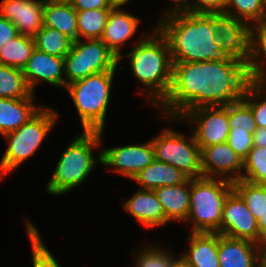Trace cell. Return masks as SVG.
Instances as JSON below:
<instances>
[{
  "label": "cell",
  "mask_w": 266,
  "mask_h": 267,
  "mask_svg": "<svg viewBox=\"0 0 266 267\" xmlns=\"http://www.w3.org/2000/svg\"><path fill=\"white\" fill-rule=\"evenodd\" d=\"M172 63L169 91L156 106L165 118L180 119L198 107L233 104L250 84L247 65L235 58Z\"/></svg>",
  "instance_id": "cell-1"
},
{
  "label": "cell",
  "mask_w": 266,
  "mask_h": 267,
  "mask_svg": "<svg viewBox=\"0 0 266 267\" xmlns=\"http://www.w3.org/2000/svg\"><path fill=\"white\" fill-rule=\"evenodd\" d=\"M167 39L172 62H201L228 57L218 44L212 13L175 12L155 26Z\"/></svg>",
  "instance_id": "cell-2"
},
{
  "label": "cell",
  "mask_w": 266,
  "mask_h": 267,
  "mask_svg": "<svg viewBox=\"0 0 266 267\" xmlns=\"http://www.w3.org/2000/svg\"><path fill=\"white\" fill-rule=\"evenodd\" d=\"M152 33L134 41V46L126 55L133 76L141 82L147 99L152 106H157L167 95L172 74V60L167 39L153 27Z\"/></svg>",
  "instance_id": "cell-3"
},
{
  "label": "cell",
  "mask_w": 266,
  "mask_h": 267,
  "mask_svg": "<svg viewBox=\"0 0 266 267\" xmlns=\"http://www.w3.org/2000/svg\"><path fill=\"white\" fill-rule=\"evenodd\" d=\"M103 132L83 131L68 144L47 183V193L60 196L85 182L95 164L102 162L101 151L95 159L93 150L101 148Z\"/></svg>",
  "instance_id": "cell-4"
},
{
  "label": "cell",
  "mask_w": 266,
  "mask_h": 267,
  "mask_svg": "<svg viewBox=\"0 0 266 267\" xmlns=\"http://www.w3.org/2000/svg\"><path fill=\"white\" fill-rule=\"evenodd\" d=\"M115 72L89 75L65 87L79 114L82 131H104Z\"/></svg>",
  "instance_id": "cell-5"
},
{
  "label": "cell",
  "mask_w": 266,
  "mask_h": 267,
  "mask_svg": "<svg viewBox=\"0 0 266 267\" xmlns=\"http://www.w3.org/2000/svg\"><path fill=\"white\" fill-rule=\"evenodd\" d=\"M233 190V182L215 178H190V209L186 221L191 232L219 233L223 205Z\"/></svg>",
  "instance_id": "cell-6"
},
{
  "label": "cell",
  "mask_w": 266,
  "mask_h": 267,
  "mask_svg": "<svg viewBox=\"0 0 266 267\" xmlns=\"http://www.w3.org/2000/svg\"><path fill=\"white\" fill-rule=\"evenodd\" d=\"M58 117L55 109L43 106L20 128L3 135L8 146L0 161V181L34 155Z\"/></svg>",
  "instance_id": "cell-7"
},
{
  "label": "cell",
  "mask_w": 266,
  "mask_h": 267,
  "mask_svg": "<svg viewBox=\"0 0 266 267\" xmlns=\"http://www.w3.org/2000/svg\"><path fill=\"white\" fill-rule=\"evenodd\" d=\"M154 150V160L164 162L182 171L189 178H201V149L194 135L186 137L171 128H165L150 140Z\"/></svg>",
  "instance_id": "cell-8"
},
{
  "label": "cell",
  "mask_w": 266,
  "mask_h": 267,
  "mask_svg": "<svg viewBox=\"0 0 266 267\" xmlns=\"http://www.w3.org/2000/svg\"><path fill=\"white\" fill-rule=\"evenodd\" d=\"M82 40L73 41L64 57L66 86L89 75L117 70L118 57L101 39Z\"/></svg>",
  "instance_id": "cell-9"
},
{
  "label": "cell",
  "mask_w": 266,
  "mask_h": 267,
  "mask_svg": "<svg viewBox=\"0 0 266 267\" xmlns=\"http://www.w3.org/2000/svg\"><path fill=\"white\" fill-rule=\"evenodd\" d=\"M171 119L174 123L184 121L192 127V134L201 150L210 145L227 142L230 132L228 105L198 107L186 112L180 119L168 117V120L172 121Z\"/></svg>",
  "instance_id": "cell-10"
},
{
  "label": "cell",
  "mask_w": 266,
  "mask_h": 267,
  "mask_svg": "<svg viewBox=\"0 0 266 267\" xmlns=\"http://www.w3.org/2000/svg\"><path fill=\"white\" fill-rule=\"evenodd\" d=\"M215 35L228 57L249 64L252 58V25L224 13H212Z\"/></svg>",
  "instance_id": "cell-11"
},
{
  "label": "cell",
  "mask_w": 266,
  "mask_h": 267,
  "mask_svg": "<svg viewBox=\"0 0 266 267\" xmlns=\"http://www.w3.org/2000/svg\"><path fill=\"white\" fill-rule=\"evenodd\" d=\"M102 165L114 168L117 174L133 179L154 161V150L149 141L138 145H122L101 151Z\"/></svg>",
  "instance_id": "cell-12"
},
{
  "label": "cell",
  "mask_w": 266,
  "mask_h": 267,
  "mask_svg": "<svg viewBox=\"0 0 266 267\" xmlns=\"http://www.w3.org/2000/svg\"><path fill=\"white\" fill-rule=\"evenodd\" d=\"M220 234L254 243L259 237L257 219L234 190L229 193L223 205Z\"/></svg>",
  "instance_id": "cell-13"
},
{
  "label": "cell",
  "mask_w": 266,
  "mask_h": 267,
  "mask_svg": "<svg viewBox=\"0 0 266 267\" xmlns=\"http://www.w3.org/2000/svg\"><path fill=\"white\" fill-rule=\"evenodd\" d=\"M201 167L203 177L235 182L242 177L243 160L227 143L214 144L201 150Z\"/></svg>",
  "instance_id": "cell-14"
},
{
  "label": "cell",
  "mask_w": 266,
  "mask_h": 267,
  "mask_svg": "<svg viewBox=\"0 0 266 267\" xmlns=\"http://www.w3.org/2000/svg\"><path fill=\"white\" fill-rule=\"evenodd\" d=\"M22 73L33 93L41 81L53 87H66L64 58L49 55L36 48L23 67Z\"/></svg>",
  "instance_id": "cell-15"
},
{
  "label": "cell",
  "mask_w": 266,
  "mask_h": 267,
  "mask_svg": "<svg viewBox=\"0 0 266 267\" xmlns=\"http://www.w3.org/2000/svg\"><path fill=\"white\" fill-rule=\"evenodd\" d=\"M44 0H2L0 15L11 21L19 34L33 37L43 27Z\"/></svg>",
  "instance_id": "cell-16"
},
{
  "label": "cell",
  "mask_w": 266,
  "mask_h": 267,
  "mask_svg": "<svg viewBox=\"0 0 266 267\" xmlns=\"http://www.w3.org/2000/svg\"><path fill=\"white\" fill-rule=\"evenodd\" d=\"M121 8V9H120ZM140 19L126 12L122 7H114L108 16L102 37L100 38L108 48L118 57V62L123 56V44L134 37L138 31Z\"/></svg>",
  "instance_id": "cell-17"
},
{
  "label": "cell",
  "mask_w": 266,
  "mask_h": 267,
  "mask_svg": "<svg viewBox=\"0 0 266 267\" xmlns=\"http://www.w3.org/2000/svg\"><path fill=\"white\" fill-rule=\"evenodd\" d=\"M260 256L256 243L218 233L220 267H260Z\"/></svg>",
  "instance_id": "cell-18"
},
{
  "label": "cell",
  "mask_w": 266,
  "mask_h": 267,
  "mask_svg": "<svg viewBox=\"0 0 266 267\" xmlns=\"http://www.w3.org/2000/svg\"><path fill=\"white\" fill-rule=\"evenodd\" d=\"M123 210L148 228L165 227V214L154 190L138 189L123 204Z\"/></svg>",
  "instance_id": "cell-19"
},
{
  "label": "cell",
  "mask_w": 266,
  "mask_h": 267,
  "mask_svg": "<svg viewBox=\"0 0 266 267\" xmlns=\"http://www.w3.org/2000/svg\"><path fill=\"white\" fill-rule=\"evenodd\" d=\"M191 233V234H190ZM189 249L178 254L192 267H220L218 257V233L190 232Z\"/></svg>",
  "instance_id": "cell-20"
},
{
  "label": "cell",
  "mask_w": 266,
  "mask_h": 267,
  "mask_svg": "<svg viewBox=\"0 0 266 267\" xmlns=\"http://www.w3.org/2000/svg\"><path fill=\"white\" fill-rule=\"evenodd\" d=\"M162 204L165 226L169 222L186 221L190 209V178L185 182L154 190Z\"/></svg>",
  "instance_id": "cell-21"
},
{
  "label": "cell",
  "mask_w": 266,
  "mask_h": 267,
  "mask_svg": "<svg viewBox=\"0 0 266 267\" xmlns=\"http://www.w3.org/2000/svg\"><path fill=\"white\" fill-rule=\"evenodd\" d=\"M34 95L28 98H0V134L15 131L32 118L42 107L33 102Z\"/></svg>",
  "instance_id": "cell-22"
},
{
  "label": "cell",
  "mask_w": 266,
  "mask_h": 267,
  "mask_svg": "<svg viewBox=\"0 0 266 267\" xmlns=\"http://www.w3.org/2000/svg\"><path fill=\"white\" fill-rule=\"evenodd\" d=\"M43 25L59 30L73 41L78 40L77 11L71 3L44 0Z\"/></svg>",
  "instance_id": "cell-23"
},
{
  "label": "cell",
  "mask_w": 266,
  "mask_h": 267,
  "mask_svg": "<svg viewBox=\"0 0 266 267\" xmlns=\"http://www.w3.org/2000/svg\"><path fill=\"white\" fill-rule=\"evenodd\" d=\"M189 177L174 166L154 160L140 171L132 180L143 190H155L162 186H170L185 182Z\"/></svg>",
  "instance_id": "cell-24"
},
{
  "label": "cell",
  "mask_w": 266,
  "mask_h": 267,
  "mask_svg": "<svg viewBox=\"0 0 266 267\" xmlns=\"http://www.w3.org/2000/svg\"><path fill=\"white\" fill-rule=\"evenodd\" d=\"M247 67L250 83L266 84V22L252 25V58Z\"/></svg>",
  "instance_id": "cell-25"
},
{
  "label": "cell",
  "mask_w": 266,
  "mask_h": 267,
  "mask_svg": "<svg viewBox=\"0 0 266 267\" xmlns=\"http://www.w3.org/2000/svg\"><path fill=\"white\" fill-rule=\"evenodd\" d=\"M34 49L33 37L19 34L0 47V63L23 69Z\"/></svg>",
  "instance_id": "cell-26"
},
{
  "label": "cell",
  "mask_w": 266,
  "mask_h": 267,
  "mask_svg": "<svg viewBox=\"0 0 266 267\" xmlns=\"http://www.w3.org/2000/svg\"><path fill=\"white\" fill-rule=\"evenodd\" d=\"M233 190L243 199L256 219H266V184H255L240 179L233 182Z\"/></svg>",
  "instance_id": "cell-27"
},
{
  "label": "cell",
  "mask_w": 266,
  "mask_h": 267,
  "mask_svg": "<svg viewBox=\"0 0 266 267\" xmlns=\"http://www.w3.org/2000/svg\"><path fill=\"white\" fill-rule=\"evenodd\" d=\"M33 39L36 49L60 58H64L70 52L73 44V40L59 30L44 25Z\"/></svg>",
  "instance_id": "cell-28"
},
{
  "label": "cell",
  "mask_w": 266,
  "mask_h": 267,
  "mask_svg": "<svg viewBox=\"0 0 266 267\" xmlns=\"http://www.w3.org/2000/svg\"><path fill=\"white\" fill-rule=\"evenodd\" d=\"M33 95L22 69L0 63V98H28Z\"/></svg>",
  "instance_id": "cell-29"
},
{
  "label": "cell",
  "mask_w": 266,
  "mask_h": 267,
  "mask_svg": "<svg viewBox=\"0 0 266 267\" xmlns=\"http://www.w3.org/2000/svg\"><path fill=\"white\" fill-rule=\"evenodd\" d=\"M112 9L77 11L78 39H100Z\"/></svg>",
  "instance_id": "cell-30"
},
{
  "label": "cell",
  "mask_w": 266,
  "mask_h": 267,
  "mask_svg": "<svg viewBox=\"0 0 266 267\" xmlns=\"http://www.w3.org/2000/svg\"><path fill=\"white\" fill-rule=\"evenodd\" d=\"M223 12L250 25L264 22L261 0H228Z\"/></svg>",
  "instance_id": "cell-31"
},
{
  "label": "cell",
  "mask_w": 266,
  "mask_h": 267,
  "mask_svg": "<svg viewBox=\"0 0 266 267\" xmlns=\"http://www.w3.org/2000/svg\"><path fill=\"white\" fill-rule=\"evenodd\" d=\"M241 180L255 184H266V147H252L243 160Z\"/></svg>",
  "instance_id": "cell-32"
},
{
  "label": "cell",
  "mask_w": 266,
  "mask_h": 267,
  "mask_svg": "<svg viewBox=\"0 0 266 267\" xmlns=\"http://www.w3.org/2000/svg\"><path fill=\"white\" fill-rule=\"evenodd\" d=\"M26 233L30 240L33 267H61L53 254L44 245L39 230L26 218Z\"/></svg>",
  "instance_id": "cell-33"
},
{
  "label": "cell",
  "mask_w": 266,
  "mask_h": 267,
  "mask_svg": "<svg viewBox=\"0 0 266 267\" xmlns=\"http://www.w3.org/2000/svg\"><path fill=\"white\" fill-rule=\"evenodd\" d=\"M132 256H135L136 267H173L176 258L169 249H163L157 245L145 246L139 253Z\"/></svg>",
  "instance_id": "cell-34"
},
{
  "label": "cell",
  "mask_w": 266,
  "mask_h": 267,
  "mask_svg": "<svg viewBox=\"0 0 266 267\" xmlns=\"http://www.w3.org/2000/svg\"><path fill=\"white\" fill-rule=\"evenodd\" d=\"M242 100L251 108L257 127L266 128V84L250 83Z\"/></svg>",
  "instance_id": "cell-35"
},
{
  "label": "cell",
  "mask_w": 266,
  "mask_h": 267,
  "mask_svg": "<svg viewBox=\"0 0 266 267\" xmlns=\"http://www.w3.org/2000/svg\"><path fill=\"white\" fill-rule=\"evenodd\" d=\"M228 121L230 131L254 133L257 128L251 108L242 99L228 105Z\"/></svg>",
  "instance_id": "cell-36"
},
{
  "label": "cell",
  "mask_w": 266,
  "mask_h": 267,
  "mask_svg": "<svg viewBox=\"0 0 266 267\" xmlns=\"http://www.w3.org/2000/svg\"><path fill=\"white\" fill-rule=\"evenodd\" d=\"M226 143L242 160H244L253 147V133L246 131H230Z\"/></svg>",
  "instance_id": "cell-37"
},
{
  "label": "cell",
  "mask_w": 266,
  "mask_h": 267,
  "mask_svg": "<svg viewBox=\"0 0 266 267\" xmlns=\"http://www.w3.org/2000/svg\"><path fill=\"white\" fill-rule=\"evenodd\" d=\"M228 0H193L192 12L216 13L225 10Z\"/></svg>",
  "instance_id": "cell-38"
},
{
  "label": "cell",
  "mask_w": 266,
  "mask_h": 267,
  "mask_svg": "<svg viewBox=\"0 0 266 267\" xmlns=\"http://www.w3.org/2000/svg\"><path fill=\"white\" fill-rule=\"evenodd\" d=\"M71 5L76 11L114 8L111 0H73Z\"/></svg>",
  "instance_id": "cell-39"
},
{
  "label": "cell",
  "mask_w": 266,
  "mask_h": 267,
  "mask_svg": "<svg viewBox=\"0 0 266 267\" xmlns=\"http://www.w3.org/2000/svg\"><path fill=\"white\" fill-rule=\"evenodd\" d=\"M19 33L15 25L0 15V47L7 42L18 36Z\"/></svg>",
  "instance_id": "cell-40"
},
{
  "label": "cell",
  "mask_w": 266,
  "mask_h": 267,
  "mask_svg": "<svg viewBox=\"0 0 266 267\" xmlns=\"http://www.w3.org/2000/svg\"><path fill=\"white\" fill-rule=\"evenodd\" d=\"M174 3H172L173 6H171V9H167L166 12H163V16L175 13V12H192V3L193 0H171Z\"/></svg>",
  "instance_id": "cell-41"
},
{
  "label": "cell",
  "mask_w": 266,
  "mask_h": 267,
  "mask_svg": "<svg viewBox=\"0 0 266 267\" xmlns=\"http://www.w3.org/2000/svg\"><path fill=\"white\" fill-rule=\"evenodd\" d=\"M257 224L259 228V237L256 245L260 253L266 252V219H257Z\"/></svg>",
  "instance_id": "cell-42"
},
{
  "label": "cell",
  "mask_w": 266,
  "mask_h": 267,
  "mask_svg": "<svg viewBox=\"0 0 266 267\" xmlns=\"http://www.w3.org/2000/svg\"><path fill=\"white\" fill-rule=\"evenodd\" d=\"M253 147H266V128H256L253 133Z\"/></svg>",
  "instance_id": "cell-43"
},
{
  "label": "cell",
  "mask_w": 266,
  "mask_h": 267,
  "mask_svg": "<svg viewBox=\"0 0 266 267\" xmlns=\"http://www.w3.org/2000/svg\"><path fill=\"white\" fill-rule=\"evenodd\" d=\"M173 267H192L188 264H186L183 260H181L178 256L175 259L174 263H173Z\"/></svg>",
  "instance_id": "cell-44"
},
{
  "label": "cell",
  "mask_w": 266,
  "mask_h": 267,
  "mask_svg": "<svg viewBox=\"0 0 266 267\" xmlns=\"http://www.w3.org/2000/svg\"><path fill=\"white\" fill-rule=\"evenodd\" d=\"M130 0H111V3L114 7H122L125 4H128Z\"/></svg>",
  "instance_id": "cell-45"
},
{
  "label": "cell",
  "mask_w": 266,
  "mask_h": 267,
  "mask_svg": "<svg viewBox=\"0 0 266 267\" xmlns=\"http://www.w3.org/2000/svg\"><path fill=\"white\" fill-rule=\"evenodd\" d=\"M260 267H266V252L261 253L260 256Z\"/></svg>",
  "instance_id": "cell-46"
},
{
  "label": "cell",
  "mask_w": 266,
  "mask_h": 267,
  "mask_svg": "<svg viewBox=\"0 0 266 267\" xmlns=\"http://www.w3.org/2000/svg\"><path fill=\"white\" fill-rule=\"evenodd\" d=\"M261 4H262V7H263L264 22H266V0H261Z\"/></svg>",
  "instance_id": "cell-47"
},
{
  "label": "cell",
  "mask_w": 266,
  "mask_h": 267,
  "mask_svg": "<svg viewBox=\"0 0 266 267\" xmlns=\"http://www.w3.org/2000/svg\"><path fill=\"white\" fill-rule=\"evenodd\" d=\"M57 1H62V2H66V3H71L73 0H57Z\"/></svg>",
  "instance_id": "cell-48"
}]
</instances>
